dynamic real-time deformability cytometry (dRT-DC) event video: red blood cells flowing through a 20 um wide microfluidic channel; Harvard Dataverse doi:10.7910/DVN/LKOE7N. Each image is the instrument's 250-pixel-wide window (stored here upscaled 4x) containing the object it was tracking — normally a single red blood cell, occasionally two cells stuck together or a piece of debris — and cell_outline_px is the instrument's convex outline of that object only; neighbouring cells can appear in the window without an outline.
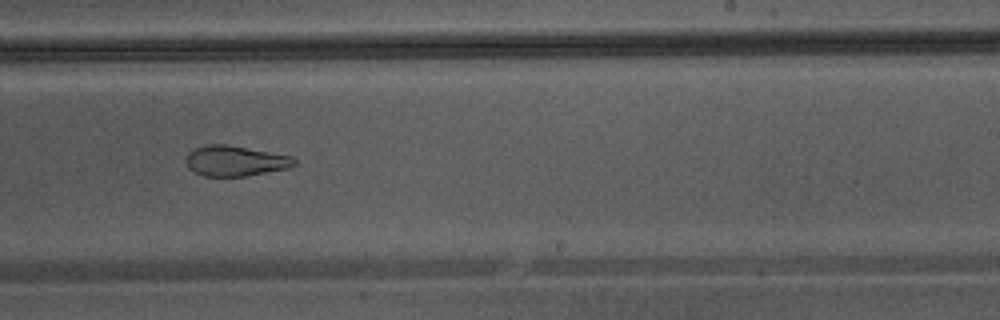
{"species": "Egyptian fruit bat (a non-hibernating species)", "species_latin": "Rousettus aegyptiacus", "temperature_condition": "warm", "stored_images_in_passage": 32, "camera_frame_rate_fps": 3000, "um_per_image_px": 0.085, "animal": {"sex": "male"}, "frame": {"image": 1, "passage_image": 15, "time_ms": 4.667, "image_size_px": [1000, 320], "cell_outline_px": [[296, 164], [288, 168], [244, 176], [204, 176], [196, 172], [188, 164], [188, 152], [204, 144], [228, 144], [292, 156], [296, 160]], "centroid_in_image_um": [20.04, 13.66], "position_along_channel_um": 269.0, "area_um2": 18.9}}